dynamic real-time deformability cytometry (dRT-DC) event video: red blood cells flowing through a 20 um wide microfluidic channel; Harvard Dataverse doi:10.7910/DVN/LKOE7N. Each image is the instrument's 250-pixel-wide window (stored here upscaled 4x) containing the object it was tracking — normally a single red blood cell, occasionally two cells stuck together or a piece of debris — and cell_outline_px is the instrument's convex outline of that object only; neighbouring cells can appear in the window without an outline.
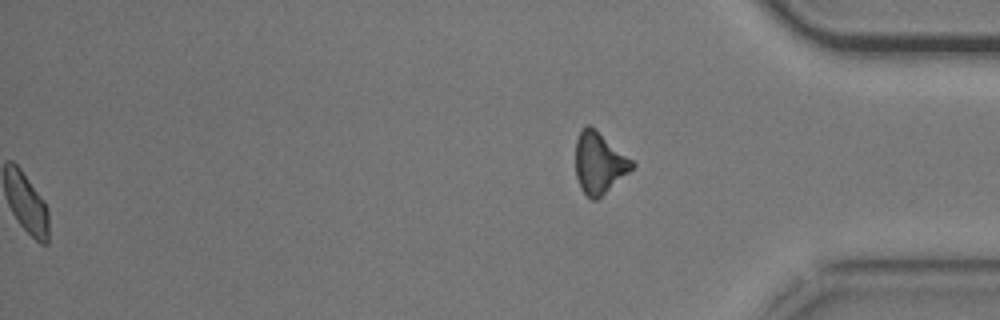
{"species": "common noctule bat (a hibernating species)", "species_latin": "Nyctalus noctula", "temperature_condition": "cold", "stored_images_in_passage": 47, "segment_of_instrument_passage": [2, 2], "camera_frame_rate_fps": 3000, "um_per_image_px": 0.085, "animal": {"sex": "male", "body_mass_g": 20.5, "forearm_length_mm": 52.5}, "frame": {"image": 1, "passage_image": 47, "time_ms": 15.333, "image_size_px": [1000, 320], "cell_outline_px": [[636, 164], [628, 172], [596, 200], [592, 200], [580, 188], [576, 176], [576, 140], [580, 132], [588, 124], [636, 160]], "centroid_in_image_um": [50.95, 13.84], "position_along_channel_um": 384.2, "area_um2": 20.0}}